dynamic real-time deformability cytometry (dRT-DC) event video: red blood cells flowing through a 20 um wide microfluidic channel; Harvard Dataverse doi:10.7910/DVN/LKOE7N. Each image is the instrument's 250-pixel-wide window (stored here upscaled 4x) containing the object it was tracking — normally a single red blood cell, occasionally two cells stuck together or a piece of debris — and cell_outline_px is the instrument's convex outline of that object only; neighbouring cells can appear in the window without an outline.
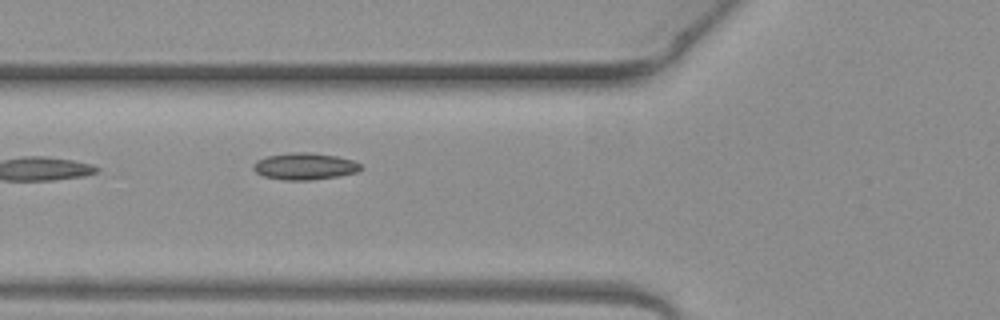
{"species": "common noctule bat (a hibernating species)", "species_latin": "Nyctalus noctula", "temperature_condition": "warm", "stored_images_in_passage": 6, "camera_frame_rate_fps": 3000, "um_per_image_px": 0.085, "animal": {"sex": "female", "body_mass_g": 19.3, "forearm_length_mm": 54.1}, "frame": {"image": 1, "passage_image": 6, "time_ms": 1.667, "image_size_px": [1000, 320], "cell_outline_px": [[364, 168], [356, 172], [340, 176], [312, 180], [284, 180], [264, 176], [256, 172], [252, 168], [252, 164], [256, 160], [268, 156], [288, 152], [308, 152], [336, 156], [352, 160], [360, 164]], "centroid_in_image_um": [25.89, 14.13], "position_along_channel_um": 99.9, "area_um2": 16.88}}